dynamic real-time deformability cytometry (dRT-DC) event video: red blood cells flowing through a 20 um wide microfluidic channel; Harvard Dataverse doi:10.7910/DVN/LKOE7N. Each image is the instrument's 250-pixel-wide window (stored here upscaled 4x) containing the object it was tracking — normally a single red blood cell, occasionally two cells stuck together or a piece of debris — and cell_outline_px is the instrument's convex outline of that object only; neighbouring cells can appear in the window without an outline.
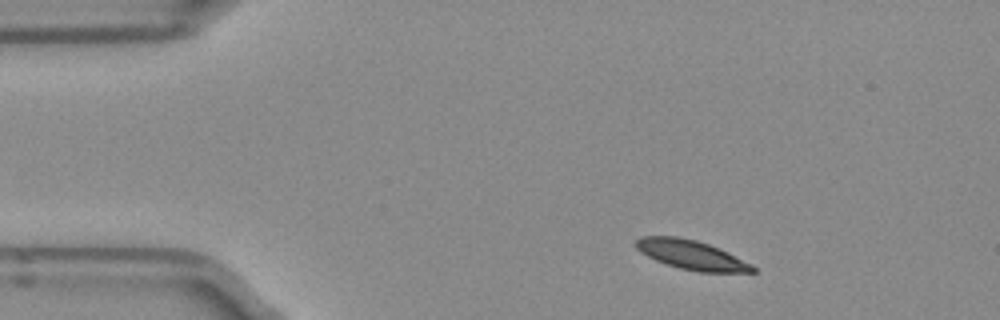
{"species": "Egyptian fruit bat (a non-hibernating species)", "species_latin": "Rousettus aegyptiacus", "temperature_condition": "room temperature", "stored_images_in_passage": 45, "camera_frame_rate_fps": 3000, "um_per_image_px": 0.085, "frame": {"image": 1, "passage_image": 1, "time_ms": 0.0, "image_size_px": [1000, 320], "cell_outline_px": [[756, 272], [696, 272], [680, 268], [656, 260], [640, 252], [632, 244], [640, 236], [676, 236], [696, 240], [708, 244], [728, 252], [752, 264], [756, 268]], "centroid_in_image_um": [58.75, 21.66], "position_along_channel_um": 26.3, "area_um2": 19.94}}
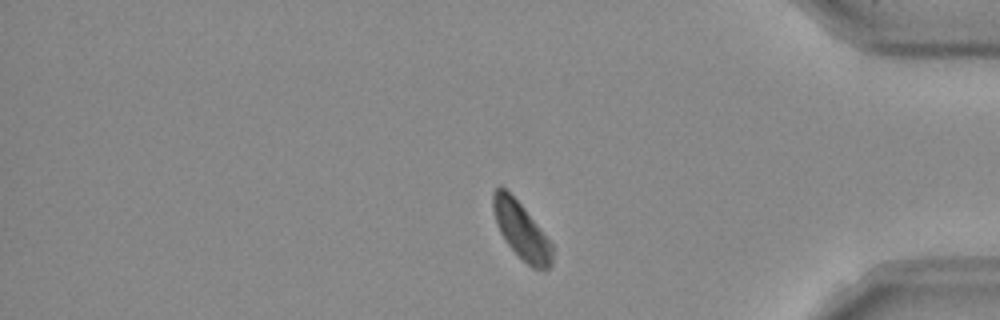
{"frame": {"image": 2, "passage_image": 36, "time_ms": 11.667, "image_size_px": [1000, 320], "cell_outline_px": [[552, 264], [544, 272], [532, 268], [508, 244], [500, 232], [496, 224], [492, 208], [492, 192], [496, 188], [504, 188], [524, 208], [552, 244]], "centroid_in_image_um": [44.31, 19.62], "position_along_channel_um": 390.9, "area_um2": 19.19}}
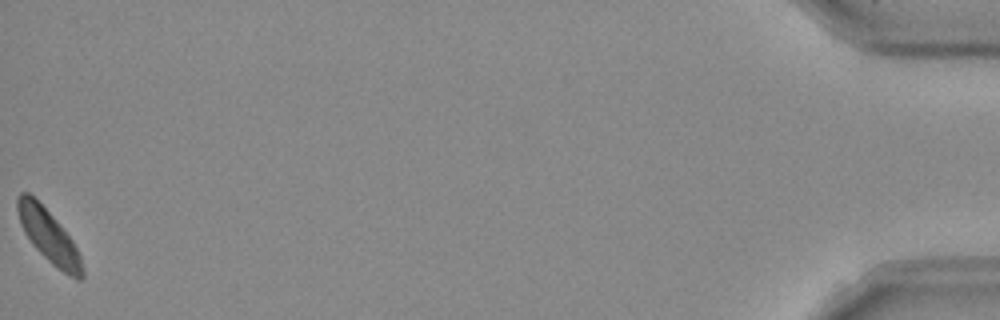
{"frame": {"image": 3, "passage_image": 45, "time_ms": 14.667, "image_size_px": [1000, 320], "cell_outline_px": [[84, 276], [80, 280], [76, 280], [52, 264], [32, 244], [24, 232], [20, 224], [16, 208], [16, 196], [20, 192], [28, 192], [56, 220], [72, 240], [80, 256], [84, 268]], "centroid_in_image_um": [4.13, 20.07], "position_along_channel_um": 431.1, "area_um2": 19.71}, "authors_computed_cell_mechanics": {"area_um2": 20.6924, "velocity_mm_per_s": 3.8776, "shape_relaxation_time_tau1_ms": 1.8533, "shape_relaxation_time_tau2_ms": null, "deformation_change_tau1": 0.0895, "deformation_change_tau2": null}}